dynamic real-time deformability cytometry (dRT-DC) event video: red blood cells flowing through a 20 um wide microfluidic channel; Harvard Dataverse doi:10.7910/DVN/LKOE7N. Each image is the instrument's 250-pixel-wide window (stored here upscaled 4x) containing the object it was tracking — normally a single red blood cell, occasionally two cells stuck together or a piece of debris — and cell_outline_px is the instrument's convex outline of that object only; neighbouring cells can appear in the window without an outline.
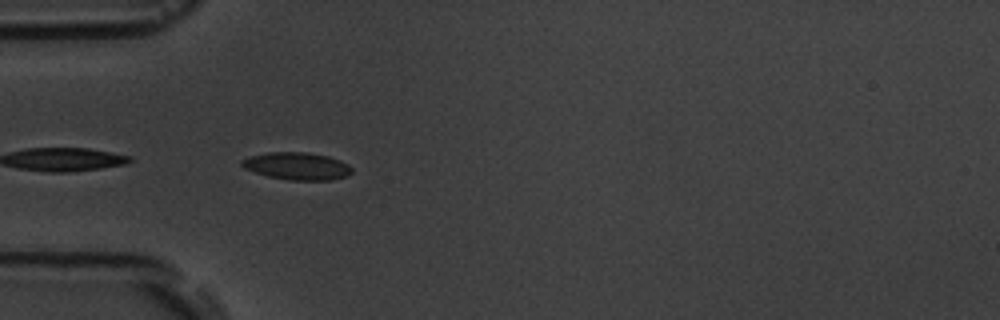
{"species": "common noctule bat (a hibernating species)", "species_latin": "Nyctalus noctula", "temperature_condition": "room temperature", "stored_images_in_passage": 9, "camera_frame_rate_fps": 3000, "um_per_image_px": 0.085, "animal": {"sex": "male", "body_mass_g": 19.5, "forearm_length_mm": 54.6}, "frame": {"image": 1, "passage_image": 3, "time_ms": 2.0, "image_size_px": [1000, 320], "cell_outline_px": [[352, 172], [344, 176], [328, 180], [288, 180], [268, 176], [244, 168], [240, 164], [240, 160], [252, 156], [268, 152], [308, 152], [328, 156], [340, 160], [348, 164], [352, 168]], "centroid_in_image_um": [25.24, 14.11], "position_along_channel_um": 59.8, "area_um2": 17.46}}
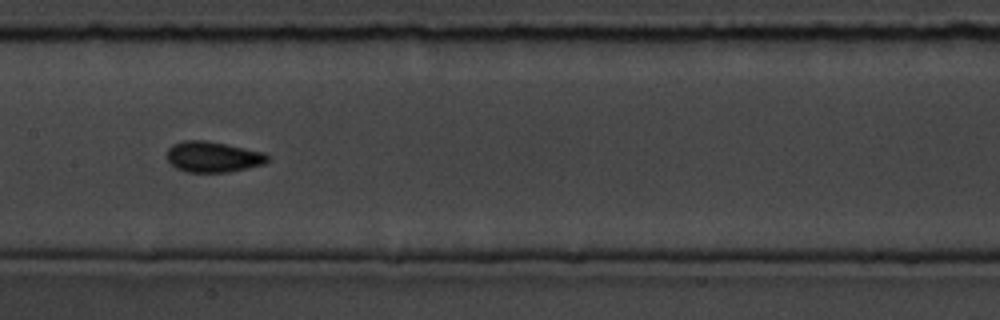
{"frame": {"image": 2, "passage_image": 6, "time_ms": 5.667, "image_size_px": [1000, 320], "cell_outline_px": [[268, 160], [264, 164], [248, 168], [228, 172], [184, 172], [176, 168], [168, 160], [168, 148], [172, 144], [184, 140], [204, 140], [264, 152], [268, 156]], "centroid_in_image_um": [18.09, 13.34], "position_along_channel_um": 189.3, "area_um2": 17.92}}
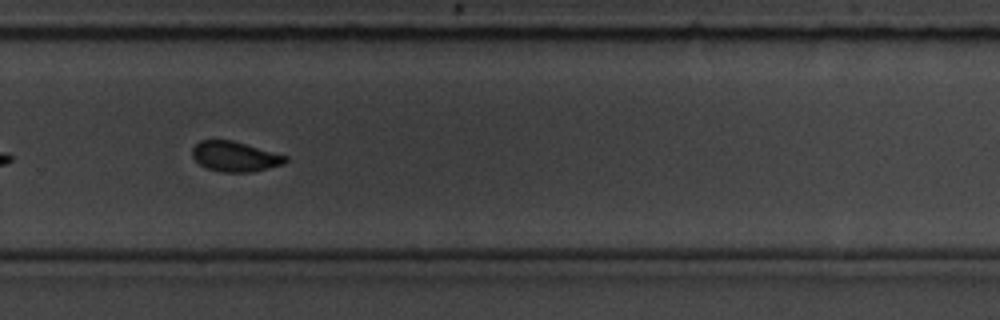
{"frame": {"image": 3, "passage_image": 9, "time_ms": 9.0, "image_size_px": [1000, 320], "cell_outline_px": [[288, 160], [284, 164], [252, 172], [220, 172], [208, 168], [200, 164], [192, 156], [192, 148], [200, 140], [232, 140], [288, 156]], "centroid_in_image_um": [19.98, 13.3], "position_along_channel_um": 309.8, "area_um2": 16.3}}